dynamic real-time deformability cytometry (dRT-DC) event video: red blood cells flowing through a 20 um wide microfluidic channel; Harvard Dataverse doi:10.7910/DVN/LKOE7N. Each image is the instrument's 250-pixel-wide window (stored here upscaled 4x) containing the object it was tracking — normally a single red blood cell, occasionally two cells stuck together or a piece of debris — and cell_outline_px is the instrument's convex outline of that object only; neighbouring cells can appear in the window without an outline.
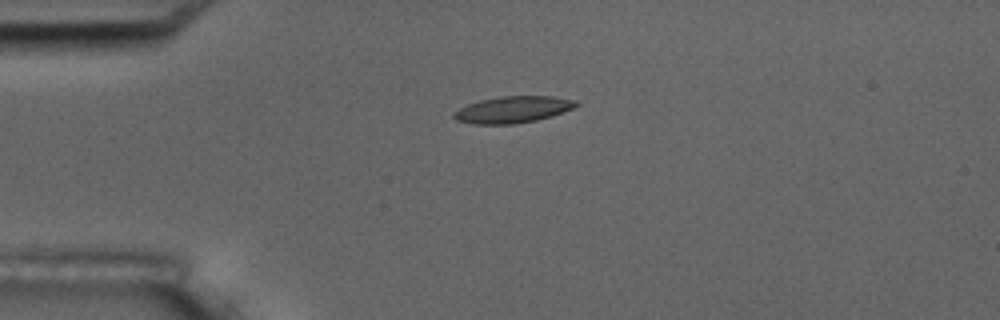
{"species": "common noctule bat (a hibernating species)", "species_latin": "Nyctalus noctula", "temperature_condition": "room temperature", "stored_images_in_passage": 2, "camera_frame_rate_fps": 3000, "um_per_image_px": 0.085, "animal": {"sex": "male", "body_mass_g": 17.5, "forearm_length_mm": 52.3}, "frame": {"image": 1, "passage_image": 1, "time_ms": 0.0, "image_size_px": [1000, 320], "cell_outline_px": [[580, 104], [572, 108], [552, 116], [536, 120], [512, 124], [472, 124], [456, 120], [452, 116], [452, 112], [468, 104], [480, 100], [500, 96], [552, 96], [576, 100]], "centroid_in_image_um": [43.57, 9.31], "position_along_channel_um": 41.4, "area_um2": 18.96}}